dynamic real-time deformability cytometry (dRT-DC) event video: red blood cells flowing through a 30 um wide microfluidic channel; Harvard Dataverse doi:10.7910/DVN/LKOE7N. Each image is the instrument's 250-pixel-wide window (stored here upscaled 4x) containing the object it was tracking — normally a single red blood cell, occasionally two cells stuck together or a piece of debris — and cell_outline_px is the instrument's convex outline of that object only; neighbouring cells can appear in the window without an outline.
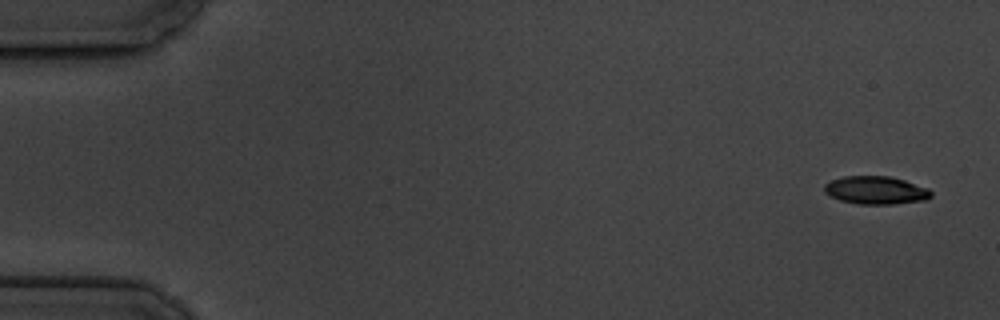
{"species": "common noctule bat (a hibernating species)", "species_latin": "Nyctalus noctula", "temperature_condition": "cold", "stored_images_in_passage": 5, "camera_frame_rate_fps": 3000, "um_per_image_px": 0.085, "animal": {"sex": "male", "body_mass_g": 19.5, "forearm_length_mm": 54.6}, "frame": {"image": 1, "passage_image": 1, "time_ms": 0.0, "image_size_px": [1000, 320], "cell_outline_px": [[932, 196], [924, 200], [892, 204], [860, 204], [840, 200], [824, 192], [824, 184], [832, 180], [844, 176], [888, 176], [904, 180], [928, 188], [932, 192]], "centroid_in_image_um": [74.45, 16.16], "position_along_channel_um": 10.6, "area_um2": 17.28}}
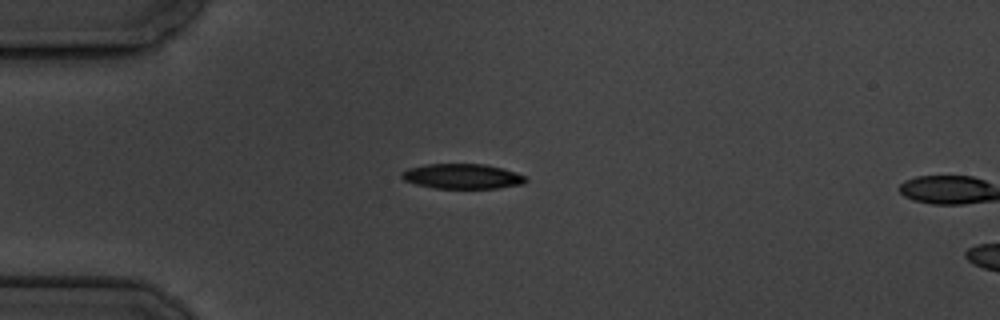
{"frame": {"image": 2, "passage_image": 4, "time_ms": 4.333, "image_size_px": [1000, 320], "cell_outline_px": [[528, 180], [524, 184], [496, 188], [436, 188], [416, 184], [404, 180], [400, 176], [400, 172], [408, 168], [428, 164], [484, 164], [504, 168], [516, 172], [524, 176]], "centroid_in_image_um": [39.3, 14.98], "position_along_channel_um": 45.7, "area_um2": 18.09}}